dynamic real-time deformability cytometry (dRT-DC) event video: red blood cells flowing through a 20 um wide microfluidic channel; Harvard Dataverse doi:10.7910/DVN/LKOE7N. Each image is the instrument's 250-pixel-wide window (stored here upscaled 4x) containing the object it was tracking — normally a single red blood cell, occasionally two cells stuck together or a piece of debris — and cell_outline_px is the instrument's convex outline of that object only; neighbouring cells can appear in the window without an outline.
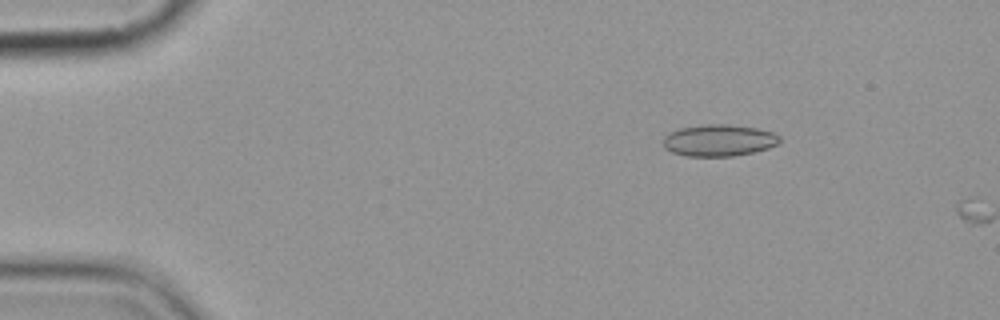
{"species": "common noctule bat (a hibernating species)", "species_latin": "Nyctalus noctula", "temperature_condition": "cold", "stored_images_in_passage": 4, "camera_frame_rate_fps": 3000, "um_per_image_px": 0.085, "animal": {"sex": "female", "body_mass_g": 19.9}, "frame": {"image": 1, "passage_image": 3, "time_ms": 2.333, "image_size_px": [1000, 320], "cell_outline_px": [[780, 140], [776, 144], [768, 148], [752, 152], [732, 156], [688, 156], [672, 152], [664, 148], [664, 136], [668, 132], [680, 128], [704, 124], [728, 124], [756, 128], [772, 132], [780, 136]], "centroid_in_image_um": [61.08, 11.92], "position_along_channel_um": 23.9, "area_um2": 21.44}}